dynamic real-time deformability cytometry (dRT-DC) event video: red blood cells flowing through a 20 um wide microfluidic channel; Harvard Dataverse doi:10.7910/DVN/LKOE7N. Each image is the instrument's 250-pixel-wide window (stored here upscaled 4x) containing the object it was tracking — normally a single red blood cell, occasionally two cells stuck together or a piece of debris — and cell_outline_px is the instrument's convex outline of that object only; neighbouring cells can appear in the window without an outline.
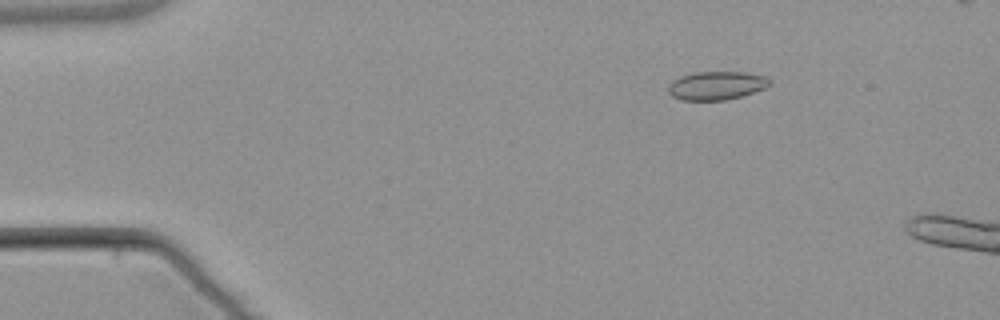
{"species": "common noctule bat (a hibernating species)", "species_latin": "Nyctalus noctula", "temperature_condition": "warm", "stored_images_in_passage": 4, "camera_frame_rate_fps": 3000, "um_per_image_px": 0.085, "animal": {"sex": "male", "body_mass_g": 21.5, "forearm_length_mm": 52.0}, "frame": {"image": 1, "passage_image": 2, "time_ms": 1.0, "image_size_px": [1000, 320], "cell_outline_px": [[772, 84], [764, 88], [740, 96], [724, 100], [680, 100], [672, 96], [668, 92], [668, 84], [672, 80], [680, 76], [696, 72], [744, 72], [764, 76], [772, 80]], "centroid_in_image_um": [60.87, 7.27], "position_along_channel_um": 24.1, "area_um2": 16.82}}